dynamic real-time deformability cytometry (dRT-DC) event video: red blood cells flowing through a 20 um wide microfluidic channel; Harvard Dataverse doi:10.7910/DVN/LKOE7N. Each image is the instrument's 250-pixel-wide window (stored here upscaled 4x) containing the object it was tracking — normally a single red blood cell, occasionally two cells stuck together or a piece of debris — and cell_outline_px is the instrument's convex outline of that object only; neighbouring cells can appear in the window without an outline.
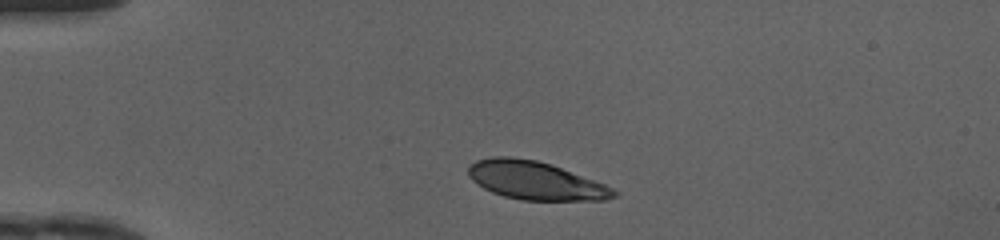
{"species": "human", "species_latin": "Homo sapiens", "temperature_condition": "cold", "stored_images_in_passage": 34, "camera_frame_rate_fps": 3000, "um_per_image_px": 0.085, "donor": {"sex": "female"}, "frame": {"image": 1, "passage_image": 1, "time_ms": 0.0, "image_size_px": [1000, 240], "cell_outline_px": [[620, 192], [616, 196], [604, 200], [520, 200], [504, 196], [492, 192], [484, 188], [472, 180], [468, 176], [468, 164], [476, 160], [492, 156], [512, 156], [536, 160], [552, 164], [604, 184]], "centroid_in_image_um": [45.48, 15.33], "position_along_channel_um": 39.5, "area_um2": 32.54}}
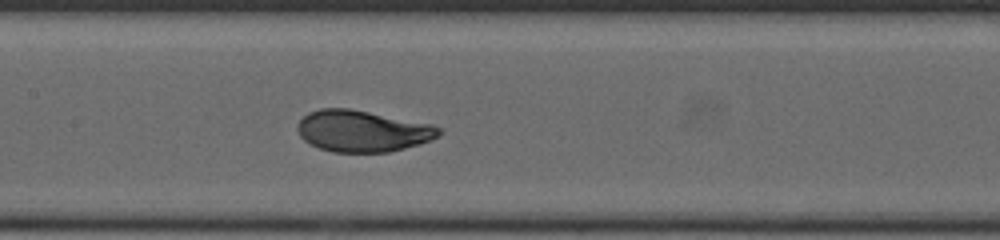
{"frame": {"image": 2, "passage_image": 14, "time_ms": 4.333, "image_size_px": [1000, 240], "cell_outline_px": [[444, 132], [440, 136], [432, 140], [420, 144], [388, 152], [332, 152], [320, 148], [304, 140], [300, 136], [300, 120], [308, 112], [320, 108], [348, 108], [432, 124], [440, 128]], "centroid_in_image_um": [30.87, 11.14], "position_along_channel_um": 176.5, "area_um2": 33.99}}
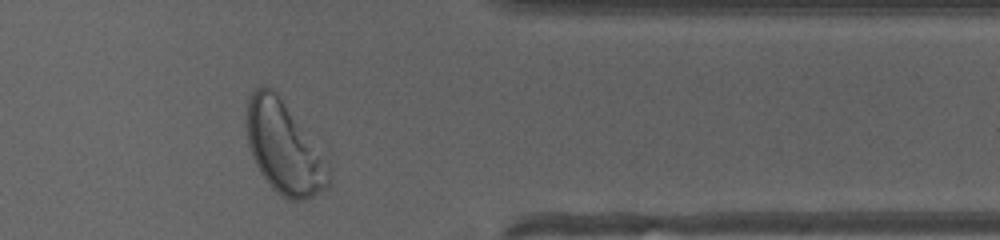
{"frame": {"image": 3, "passage_image": 30, "time_ms": 9.667, "image_size_px": [1000, 240], "cell_outline_px": [[328, 188], [304, 200], [292, 200], [276, 192], [272, 188], [260, 172], [252, 156], [248, 144], [248, 96], [260, 84], [264, 84], [272, 88], [276, 92], [328, 168]], "centroid_in_image_um": [24.06, 12.58], "position_along_channel_um": 387.3, "area_um2": 41.91}, "authors_computed_cell_mechanics": {"area_um2": 33.9864, "velocity_mm_per_s": 4.1476, "shape_relaxation_time_tau1_ms": 2.8609, "shape_relaxation_time_tau2_ms": null, "deformation_change_tau1": 0.1569, "deformation_change_tau2": null}}